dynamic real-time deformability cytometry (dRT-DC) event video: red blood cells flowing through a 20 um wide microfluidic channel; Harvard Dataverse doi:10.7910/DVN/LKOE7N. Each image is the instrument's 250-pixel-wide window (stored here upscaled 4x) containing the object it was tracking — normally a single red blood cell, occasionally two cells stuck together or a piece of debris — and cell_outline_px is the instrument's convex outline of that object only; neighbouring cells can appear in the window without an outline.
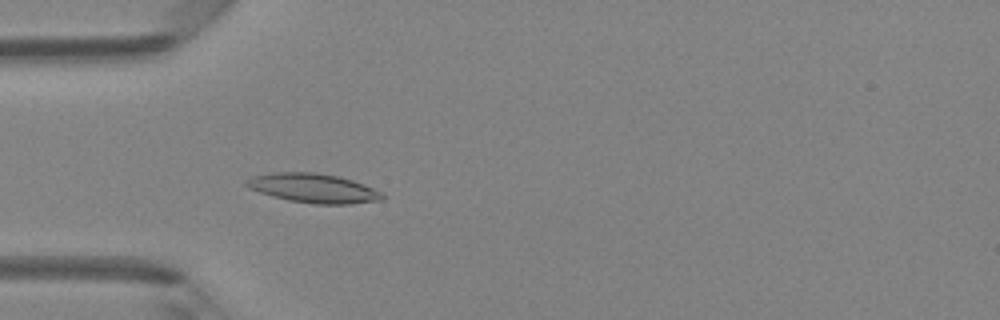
{"species": "Egyptian fruit bat (a non-hibernating species)", "species_latin": "Rousettus aegyptiacus", "temperature_condition": "room temperature", "stored_images_in_passage": 36, "camera_frame_rate_fps": 3000, "um_per_image_px": 0.085, "animal": {"sex": "female"}, "frame": {"image": 1, "passage_image": 3, "time_ms": 0.667, "image_size_px": [1000, 320], "cell_outline_px": [[384, 200], [352, 204], [316, 204], [288, 200], [272, 196], [248, 188], [244, 184], [244, 180], [252, 176], [276, 172], [316, 172], [336, 176], [352, 180], [364, 184], [380, 192], [384, 196]], "centroid_in_image_um": [26.62, 16.0], "position_along_channel_um": 58.4, "area_um2": 23.18}}
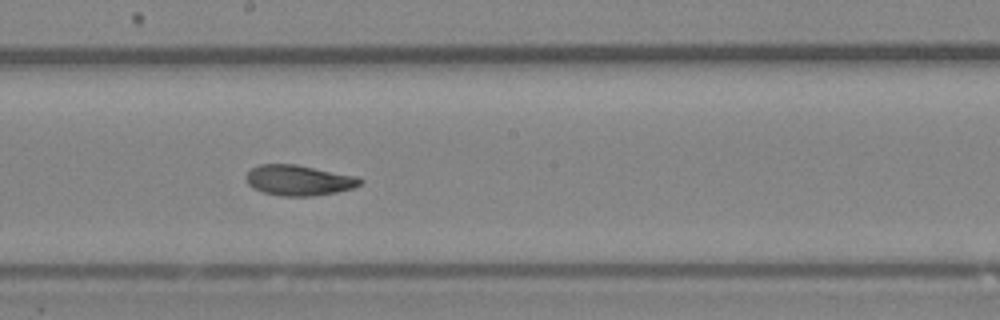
{"frame": {"image": 2, "passage_image": 15, "time_ms": 4.667, "image_size_px": [1000, 320], "cell_outline_px": [[364, 180], [360, 184], [352, 188], [336, 192], [312, 196], [280, 196], [264, 192], [252, 188], [248, 184], [244, 176], [252, 168], [260, 164], [296, 164], [356, 176]], "centroid_in_image_um": [25.37, 15.32], "position_along_channel_um": 222.8, "area_um2": 20.23}}
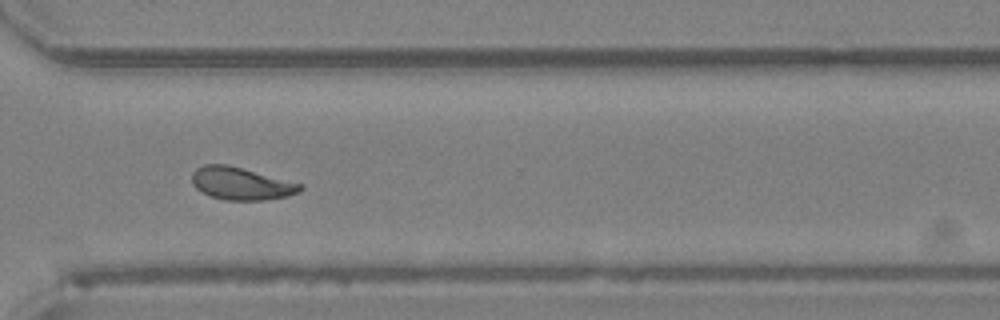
{"frame": {"image": 3, "passage_image": 24, "time_ms": 7.667, "image_size_px": [1000, 320], "cell_outline_px": [[304, 188], [300, 192], [288, 196], [264, 200], [224, 200], [212, 196], [196, 188], [192, 184], [192, 172], [196, 168], [204, 164], [228, 164], [304, 184]], "centroid_in_image_um": [20.53, 15.59], "position_along_channel_um": 350.1, "area_um2": 20.69}, "authors_computed_cell_mechanics": {"area_um2": 20.2878, "velocity_mm_per_s": 4.2165, "shape_relaxation_time_tau1_ms": 3.0235, "shape_relaxation_time_tau2_ms": 2.5613, "deformation_change_tau1": 0.1433, "deformation_change_tau2": 0.0888}}